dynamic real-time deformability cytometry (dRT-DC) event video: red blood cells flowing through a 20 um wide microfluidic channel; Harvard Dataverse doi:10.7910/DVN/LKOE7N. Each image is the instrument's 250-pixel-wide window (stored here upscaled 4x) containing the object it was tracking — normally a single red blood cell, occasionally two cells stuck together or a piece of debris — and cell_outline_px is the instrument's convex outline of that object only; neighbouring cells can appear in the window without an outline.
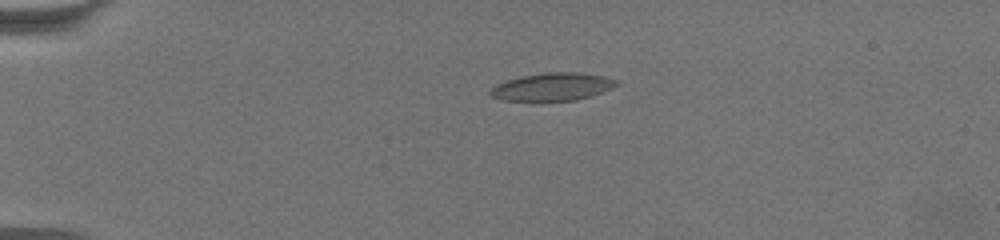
{"species": "common noctule bat (a hibernating species)", "species_latin": "Nyctalus noctula", "temperature_condition": "warm", "stored_images_in_passage": 49, "camera_frame_rate_fps": 3000, "um_per_image_px": 0.085, "animal": {"sex": "female", "body_mass_g": 19.5, "forearm_length_mm": 54.1}, "frame": {"image": 1, "passage_image": 4, "time_ms": 1.0, "image_size_px": [1000, 240], "cell_outline_px": [[620, 84], [612, 88], [592, 96], [576, 100], [504, 100], [492, 96], [488, 92], [496, 84], [508, 80], [524, 76], [548, 72], [576, 72], [604, 76], [616, 80]], "centroid_in_image_um": [47.0, 7.37], "position_along_channel_um": 38.0, "area_um2": 20.11}}
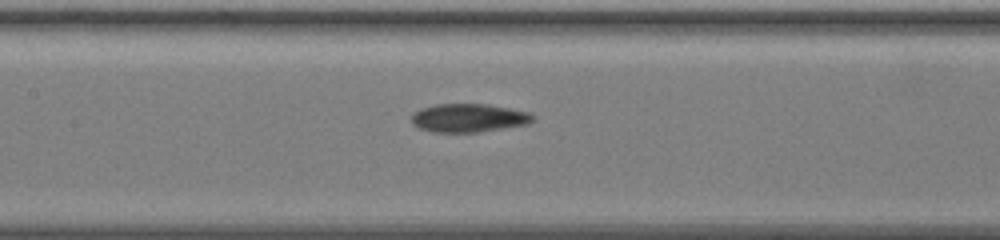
{"frame": {"image": 2, "passage_image": 21, "time_ms": 6.667, "image_size_px": [1000, 240], "cell_outline_px": [[536, 116], [528, 124], [480, 132], [432, 132], [420, 128], [412, 124], [412, 116], [416, 112], [424, 108], [436, 104], [488, 104], [528, 112]], "centroid_in_image_um": [39.86, 10.03], "position_along_channel_um": 167.5, "area_um2": 19.94}}
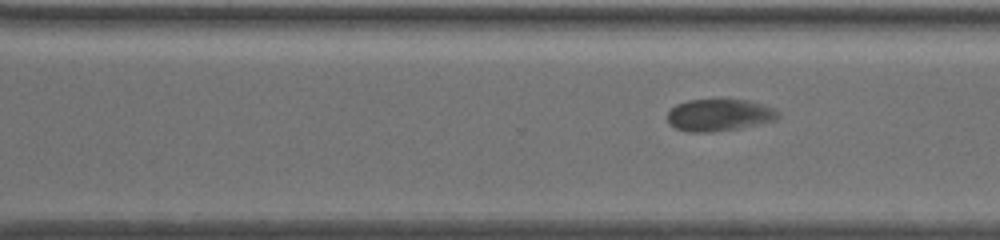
{"frame": {"image": 3, "passage_image": 34, "time_ms": 11.0, "image_size_px": [1000, 240], "cell_outline_px": [[780, 116], [776, 120], [764, 124], [740, 128], [712, 132], [688, 132], [676, 128], [668, 124], [668, 112], [676, 104], [688, 100], [748, 100], [776, 108], [780, 112]], "centroid_in_image_um": [61.18, 9.79], "position_along_channel_um": 309.4, "area_um2": 20.92}, "authors_computed_cell_mechanics": {"area_um2": 20.1144, "velocity_mm_per_s": 3.2837, "shape_relaxation_time_tau1_ms": 9.6633, "shape_relaxation_time_tau2_ms": 4.0463, "deformation_change_tau1": 0.215, "deformation_change_tau2": 0.0856}}